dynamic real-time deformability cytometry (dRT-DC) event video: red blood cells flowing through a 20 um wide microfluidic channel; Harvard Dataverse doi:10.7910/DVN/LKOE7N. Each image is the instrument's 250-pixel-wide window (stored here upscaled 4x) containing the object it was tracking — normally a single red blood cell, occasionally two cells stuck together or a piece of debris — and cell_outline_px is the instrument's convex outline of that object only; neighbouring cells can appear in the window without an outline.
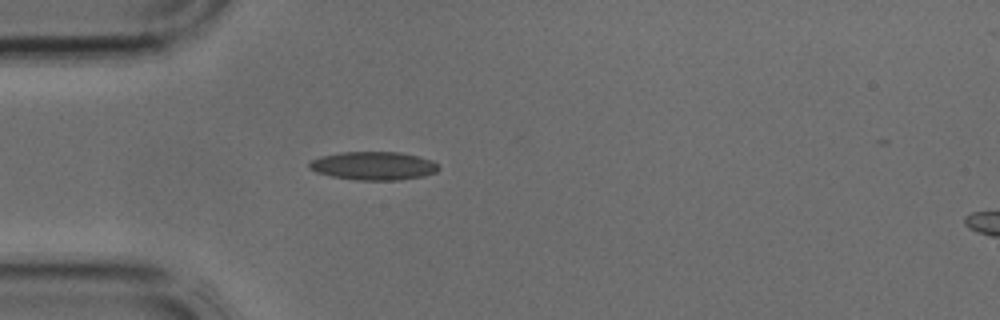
{"species": "common noctule bat (a hibernating species)", "species_latin": "Nyctalus noctula", "temperature_condition": "cold", "stored_images_in_passage": 4, "camera_frame_rate_fps": 3000, "um_per_image_px": 0.085, "animal": {"sex": "male", "body_mass_g": 17.9, "forearm_length_mm": 54.2}, "frame": {"image": 1, "passage_image": 3, "time_ms": 0.667, "image_size_px": [1000, 320], "cell_outline_px": [[440, 168], [436, 172], [424, 176], [400, 180], [356, 180], [332, 176], [316, 172], [308, 168], [308, 164], [312, 160], [320, 156], [340, 152], [400, 152], [432, 160], [440, 164]], "centroid_in_image_um": [31.76, 14.09], "position_along_channel_um": 53.2, "area_um2": 21.5}}